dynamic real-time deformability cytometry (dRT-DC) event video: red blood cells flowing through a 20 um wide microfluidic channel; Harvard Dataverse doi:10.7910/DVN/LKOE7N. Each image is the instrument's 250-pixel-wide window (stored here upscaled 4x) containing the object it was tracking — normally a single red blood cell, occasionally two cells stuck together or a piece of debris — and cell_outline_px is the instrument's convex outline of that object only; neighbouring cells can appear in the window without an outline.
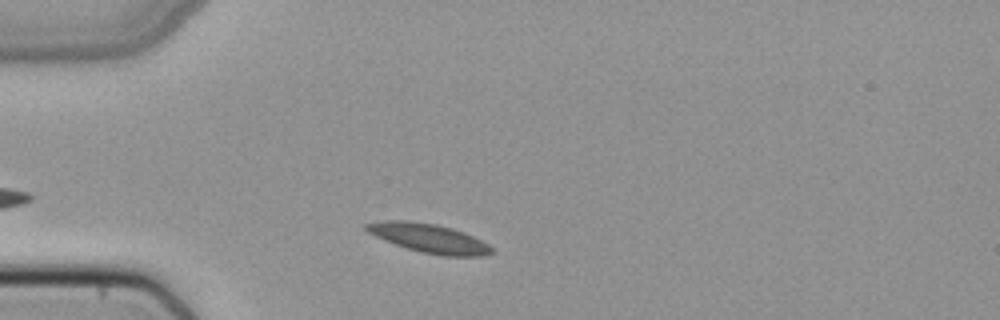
{"species": "common noctule bat (a hibernating species)", "species_latin": "Nyctalus noctula", "temperature_condition": "cold", "stored_images_in_passage": 33, "camera_frame_rate_fps": 3000, "um_per_image_px": 0.085, "animal": {"sex": "female", "body_mass_g": 22.7, "forearm_length_mm": 54.2}, "frame": {"image": 1, "passage_image": 4, "time_ms": 1.0, "image_size_px": [1000, 320], "cell_outline_px": [[492, 252], [488, 256], [444, 256], [420, 252], [384, 240], [368, 232], [364, 228], [364, 224], [380, 220], [408, 220], [436, 224], [452, 228], [464, 232], [488, 244], [492, 248]], "centroid_in_image_um": [36.45, 20.24], "position_along_channel_um": 48.6, "area_um2": 21.15}}
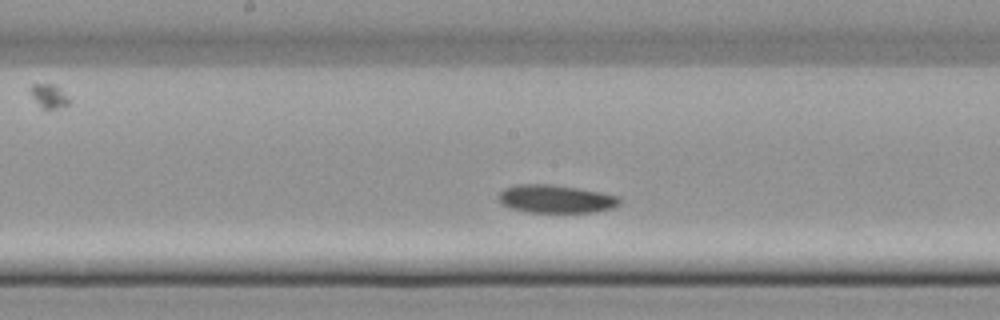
{"frame": {"image": 2, "passage_image": 17, "time_ms": 5.333, "image_size_px": [1000, 320], "cell_outline_px": [[620, 204], [612, 208], [596, 212], [528, 212], [512, 208], [500, 204], [496, 196], [504, 188], [516, 184], [552, 184], [580, 188], [620, 196]], "centroid_in_image_um": [47.23, 16.9], "position_along_channel_um": 201.0, "area_um2": 20.06}}
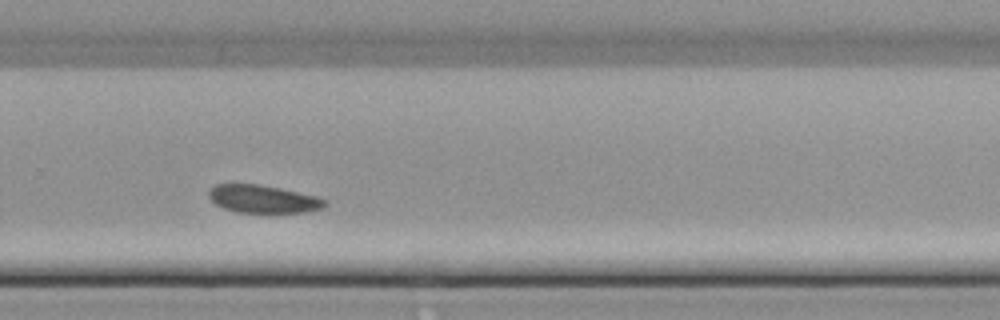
{"frame": {"image": 3, "passage_image": 25, "time_ms": 8.0, "image_size_px": [1000, 320], "cell_outline_px": [[328, 204], [324, 208], [308, 212], [236, 212], [224, 208], [216, 204], [208, 196], [208, 188], [216, 184], [260, 184], [280, 188], [316, 196], [328, 200]], "centroid_in_image_um": [22.38, 16.91], "position_along_channel_um": 307.4, "area_um2": 18.96}}